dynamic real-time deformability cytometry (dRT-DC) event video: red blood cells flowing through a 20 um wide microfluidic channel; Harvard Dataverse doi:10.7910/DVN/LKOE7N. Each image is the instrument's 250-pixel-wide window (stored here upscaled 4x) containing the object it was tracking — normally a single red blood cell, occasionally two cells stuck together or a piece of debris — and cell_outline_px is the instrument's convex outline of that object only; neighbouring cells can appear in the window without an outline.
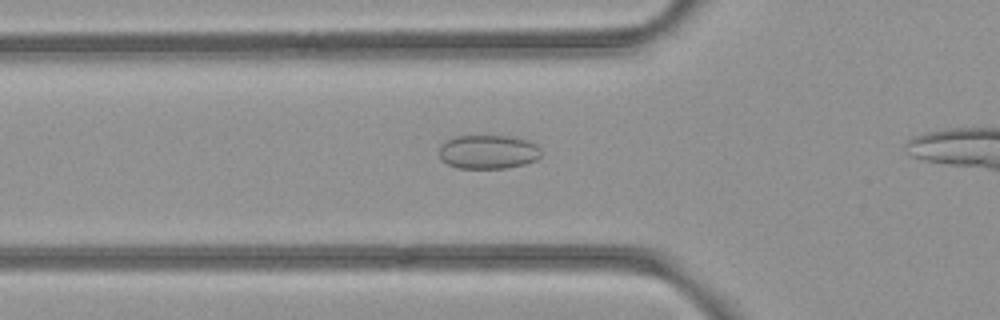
{"species": "common noctule bat (a hibernating species)", "species_latin": "Nyctalus noctula", "temperature_condition": "room temperature", "stored_images_in_passage": 32, "camera_frame_rate_fps": 3000, "um_per_image_px": 0.085, "animal": {"sex": "female", "body_mass_g": 21.9}, "frame": {"image": 1, "passage_image": 8, "time_ms": 2.333, "image_size_px": [1000, 320], "cell_outline_px": [[544, 152], [536, 160], [524, 164], [508, 168], [460, 168], [448, 164], [440, 160], [440, 144], [444, 140], [452, 136], [512, 136], [528, 140], [536, 144]], "centroid_in_image_um": [41.5, 12.9], "position_along_channel_um": 84.3, "area_um2": 20.52}}
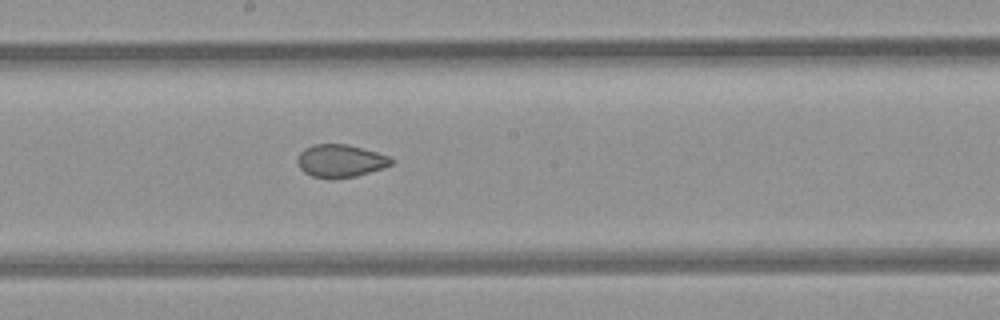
{"frame": {"image": 2, "passage_image": 18, "time_ms": 5.667, "image_size_px": [1000, 320], "cell_outline_px": [[396, 160], [392, 164], [384, 168], [356, 176], [332, 180], [312, 176], [304, 172], [300, 168], [296, 160], [300, 152], [304, 148], [312, 144], [348, 144], [376, 152], [388, 156]], "centroid_in_image_um": [28.93, 13.68], "position_along_channel_um": 219.3, "area_um2": 18.21}}
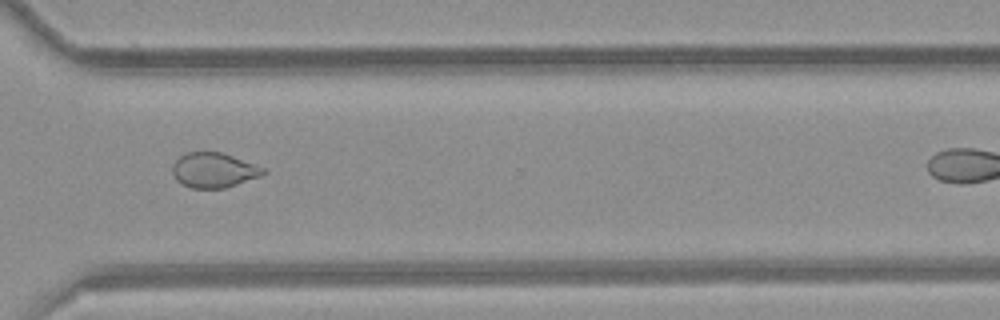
{"frame": {"image": 3, "passage_image": 28, "time_ms": 9.0, "image_size_px": [1000, 320], "cell_outline_px": [[268, 172], [260, 176], [224, 188], [192, 188], [180, 184], [176, 180], [172, 172], [172, 164], [184, 152], [220, 152], [232, 156], [264, 168]], "centroid_in_image_um": [18.12, 14.46], "position_along_channel_um": 352.5, "area_um2": 18.38}}